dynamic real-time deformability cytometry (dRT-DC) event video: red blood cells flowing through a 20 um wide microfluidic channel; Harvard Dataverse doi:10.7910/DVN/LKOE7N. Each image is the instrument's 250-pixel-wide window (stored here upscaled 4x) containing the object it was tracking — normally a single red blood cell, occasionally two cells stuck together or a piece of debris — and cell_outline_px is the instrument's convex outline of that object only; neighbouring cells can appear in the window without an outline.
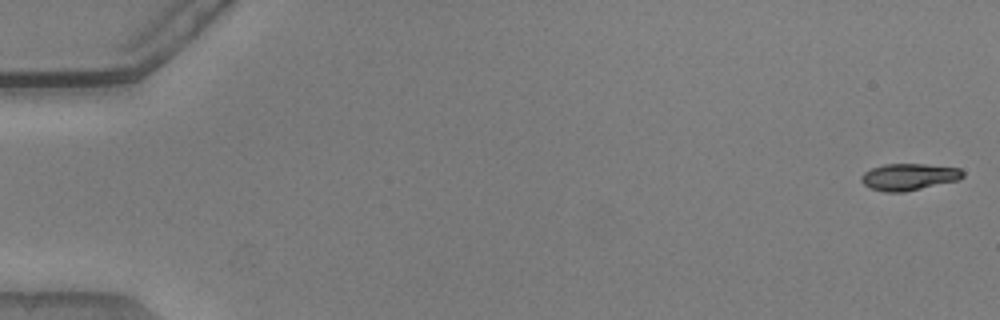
{"species": "common noctule bat (a hibernating species)", "species_latin": "Nyctalus noctula", "temperature_condition": "warm", "stored_images_in_passage": 54, "camera_frame_rate_fps": 3000, "um_per_image_px": 0.085, "animal": {"sex": "male", "body_mass_g": 20.5, "forearm_length_mm": 52.5}, "frame": {"image": 1, "passage_image": 1, "time_ms": 0.0, "image_size_px": [1000, 320], "cell_outline_px": [[964, 176], [960, 180], [904, 192], [884, 192], [872, 188], [864, 184], [860, 180], [860, 176], [864, 172], [872, 168], [884, 164], [924, 164], [960, 168], [964, 172]], "centroid_in_image_um": [77.27, 15.03], "position_along_channel_um": 7.7, "area_um2": 15.9}}
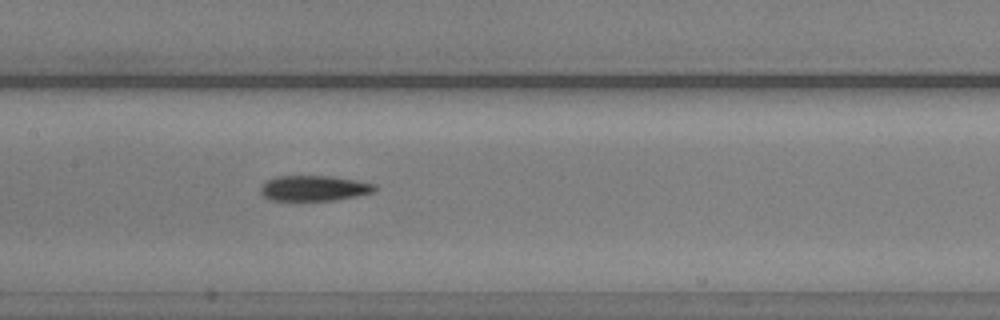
{"frame": {"image": 2, "passage_image": 27, "time_ms": 8.667, "image_size_px": [1000, 320], "cell_outline_px": [[376, 192], [356, 196], [332, 200], [268, 200], [260, 192], [260, 188], [268, 180], [276, 176], [332, 176], [356, 180], [376, 184]], "centroid_in_image_um": [26.72, 15.99], "position_along_channel_um": 180.7, "area_um2": 16.88}}
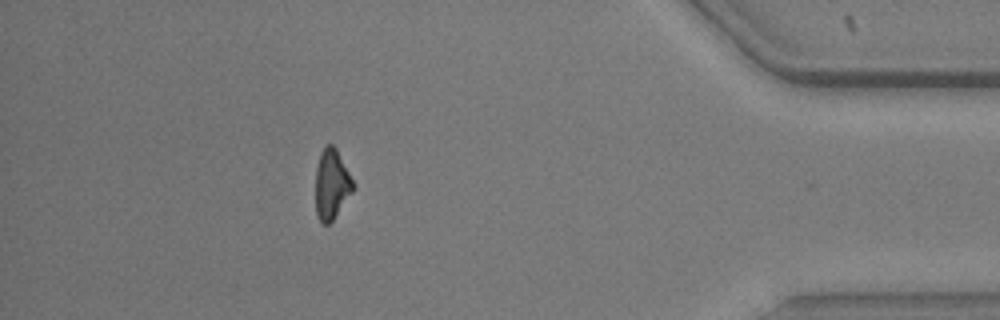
{"frame": {"image": 3, "passage_image": 48, "time_ms": 15.667, "image_size_px": [1000, 320], "cell_outline_px": [[352, 192], [332, 220], [328, 224], [324, 224], [316, 216], [316, 168], [320, 152], [328, 144], [332, 144], [336, 148], [352, 180]], "centroid_in_image_um": [28.15, 15.66], "position_along_channel_um": 407.0, "area_um2": 14.85}, "authors_computed_cell_mechanics": {"area_um2": 16.8198, "velocity_mm_per_s": 3.8589, "shape_relaxation_time_tau1_ms": null, "shape_relaxation_time_tau2_ms": 4.7283, "deformation_change_tau1": null, "deformation_change_tau2": 0.1466}}